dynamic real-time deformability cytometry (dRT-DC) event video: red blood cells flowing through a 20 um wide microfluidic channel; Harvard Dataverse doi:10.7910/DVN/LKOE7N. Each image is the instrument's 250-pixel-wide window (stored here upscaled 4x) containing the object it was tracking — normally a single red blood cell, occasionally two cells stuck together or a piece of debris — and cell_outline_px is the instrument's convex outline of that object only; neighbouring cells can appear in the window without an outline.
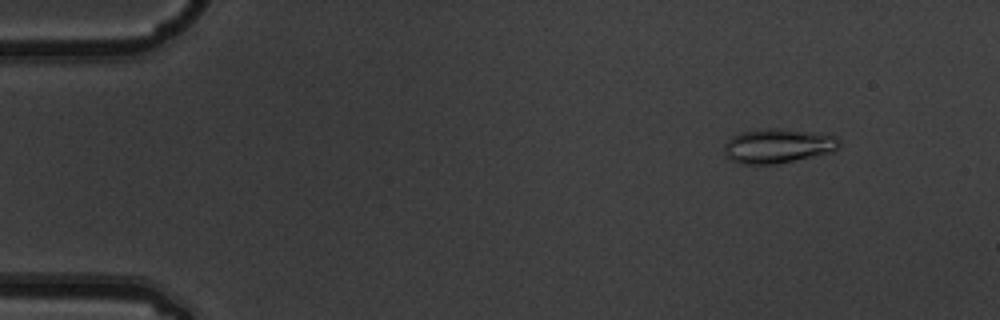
{"species": "common noctule bat (a hibernating species)", "species_latin": "Nyctalus noctula", "temperature_condition": "warm", "stored_images_in_passage": 3, "camera_frame_rate_fps": 3000, "um_per_image_px": 0.085, "animal": {"sex": "male", "body_mass_g": 19.5, "forearm_length_mm": 54.6}, "frame": {"image": 1, "passage_image": 3, "time_ms": 0.667, "image_size_px": [1000, 320], "cell_outline_px": [[840, 148], [832, 152], [776, 164], [740, 164], [728, 160], [724, 152], [724, 144], [732, 136], [740, 132], [768, 128], [780, 128], [812, 132], [836, 136], [840, 140]], "centroid_in_image_um": [66.1, 12.4], "position_along_channel_um": 18.9, "area_um2": 23.29}}